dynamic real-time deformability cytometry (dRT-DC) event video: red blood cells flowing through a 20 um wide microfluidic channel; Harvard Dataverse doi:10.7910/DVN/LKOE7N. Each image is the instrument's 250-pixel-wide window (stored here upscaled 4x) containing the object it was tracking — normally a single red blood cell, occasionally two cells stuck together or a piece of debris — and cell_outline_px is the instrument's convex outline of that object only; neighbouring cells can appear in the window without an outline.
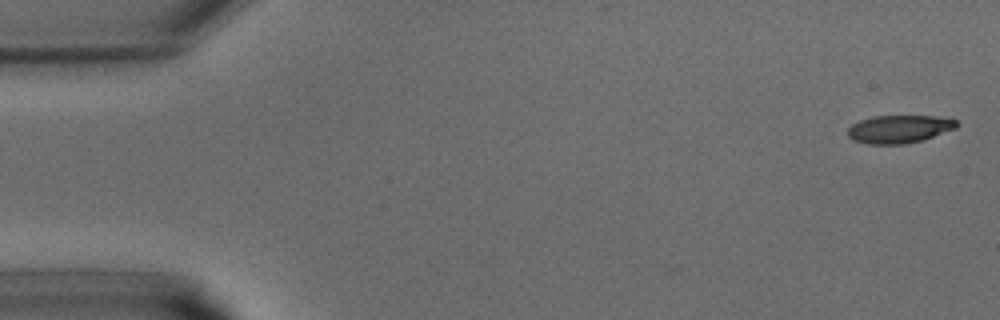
{"species": "common noctule bat (a hibernating species)", "species_latin": "Nyctalus noctula", "temperature_condition": "warm", "stored_images_in_passage": 40, "camera_frame_rate_fps": 3000, "um_per_image_px": 0.085, "animal": {"sex": "male", "body_mass_g": 15.6}, "frame": {"image": 1, "passage_image": 1, "time_ms": 0.0, "image_size_px": [1000, 320], "cell_outline_px": [[960, 124], [956, 128], [924, 140], [904, 144], [868, 144], [852, 140], [848, 136], [848, 128], [852, 124], [860, 120], [872, 116], [952, 116]], "centroid_in_image_um": [76.49, 10.96], "position_along_channel_um": 8.5, "area_um2": 18.09}}
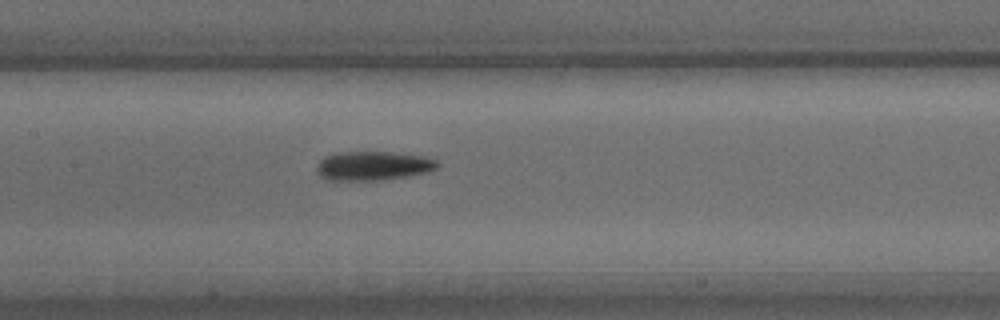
{"frame": {"image": 2, "passage_image": 19, "time_ms": 6.0, "image_size_px": [1000, 320], "cell_outline_px": [[440, 164], [436, 168], [428, 172], [380, 180], [328, 180], [320, 176], [316, 172], [316, 164], [324, 156], [340, 152], [388, 152], [424, 156], [436, 160]], "centroid_in_image_um": [31.67, 14.09], "position_along_channel_um": 175.7, "area_um2": 20.4}}
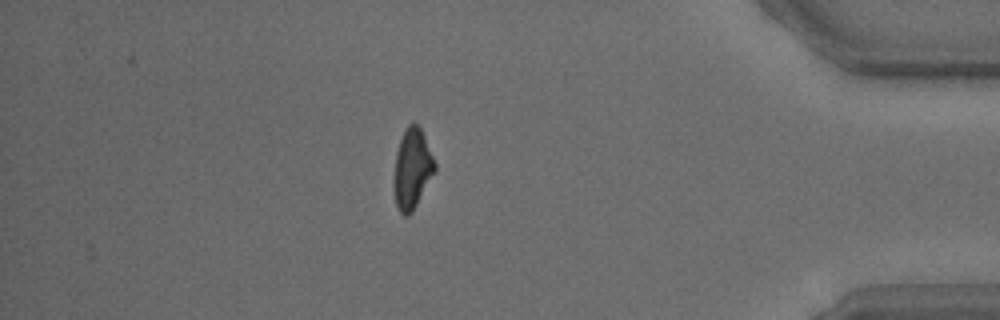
{"frame": {"image": 3, "passage_image": 35, "time_ms": 11.333, "image_size_px": [1000, 320], "cell_outline_px": [[436, 172], [412, 212], [408, 216], [404, 216], [400, 212], [396, 204], [392, 184], [392, 180], [396, 152], [400, 140], [408, 124], [416, 124], [420, 128], [424, 136], [436, 164]], "centroid_in_image_um": [35.02, 14.4], "position_along_channel_um": 400.2, "area_um2": 19.25}}